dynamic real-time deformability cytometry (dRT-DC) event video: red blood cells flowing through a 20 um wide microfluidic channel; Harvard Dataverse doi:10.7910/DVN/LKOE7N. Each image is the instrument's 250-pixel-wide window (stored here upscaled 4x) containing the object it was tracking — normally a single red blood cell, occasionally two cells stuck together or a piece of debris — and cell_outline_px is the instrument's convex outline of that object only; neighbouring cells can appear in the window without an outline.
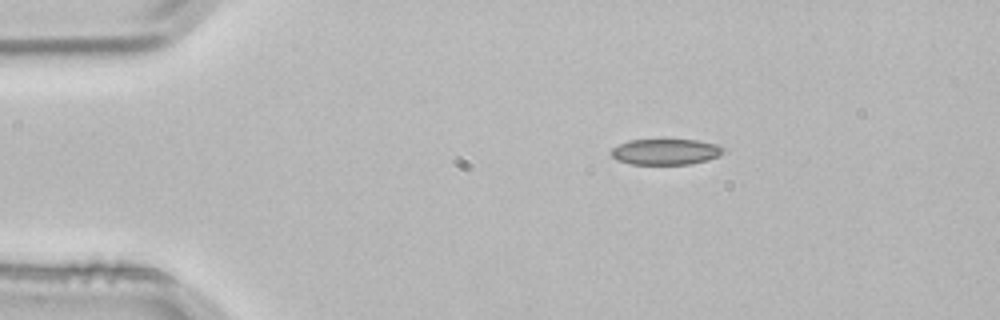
{"species": "common noctule bat (a hibernating species)", "species_latin": "Nyctalus noctula", "temperature_condition": "room temperature", "stored_images_in_passage": 2, "camera_frame_rate_fps": 3000, "um_per_image_px": 0.085, "animal": {"sex": "male", "body_mass_g": 21.5, "forearm_length_mm": 52.0}, "frame": {"image": 1, "passage_image": 1, "time_ms": 0.0, "image_size_px": [1000, 320], "cell_outline_px": [[724, 152], [708, 160], [692, 164], [628, 164], [616, 160], [612, 156], [612, 148], [628, 140], [696, 140], [716, 144], [724, 148]], "centroid_in_image_um": [56.56, 12.91], "position_along_channel_um": 28.4, "area_um2": 16.82}}